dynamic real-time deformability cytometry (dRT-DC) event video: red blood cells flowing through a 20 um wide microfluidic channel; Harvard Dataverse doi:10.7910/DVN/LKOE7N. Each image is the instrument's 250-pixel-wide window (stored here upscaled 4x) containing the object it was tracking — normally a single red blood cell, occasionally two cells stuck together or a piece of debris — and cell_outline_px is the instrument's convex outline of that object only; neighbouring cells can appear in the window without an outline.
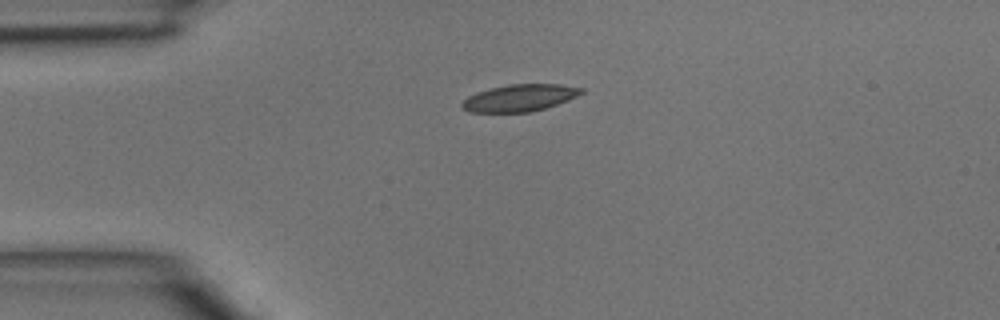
{"species": "common noctule bat (a hibernating species)", "species_latin": "Nyctalus noctula", "temperature_condition": "room temperature", "stored_images_in_passage": 36, "camera_frame_rate_fps": 3000, "um_per_image_px": 0.085, "animal": {"sex": "male", "body_mass_g": 15.6}, "frame": {"image": 1, "passage_image": 1, "time_ms": 0.0, "image_size_px": [1000, 320], "cell_outline_px": [[584, 92], [568, 100], [532, 112], [468, 112], [460, 108], [460, 104], [468, 96], [476, 92], [508, 84], [560, 84], [584, 88]], "centroid_in_image_um": [44.14, 8.32], "position_along_channel_um": 40.9, "area_um2": 18.79}}
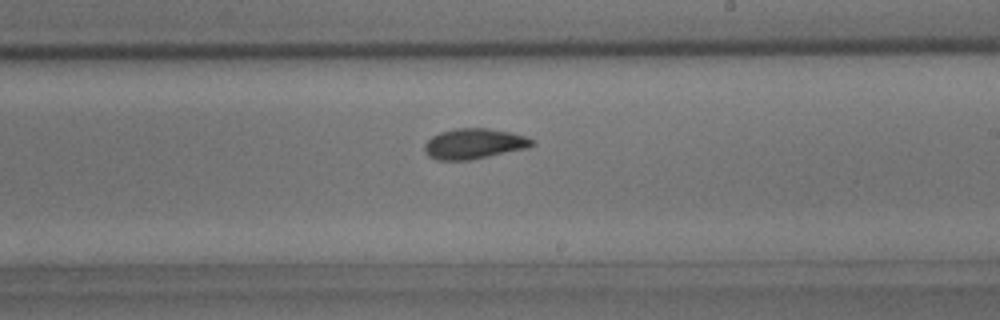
{"frame": {"image": 2, "passage_image": 17, "time_ms": 5.333, "image_size_px": [1000, 320], "cell_outline_px": [[536, 144], [528, 148], [468, 160], [436, 160], [428, 156], [424, 148], [424, 144], [432, 136], [440, 132], [456, 128], [488, 128], [512, 132], [536, 140]], "centroid_in_image_um": [40.32, 12.21], "position_along_channel_um": 248.7, "area_um2": 19.13}}
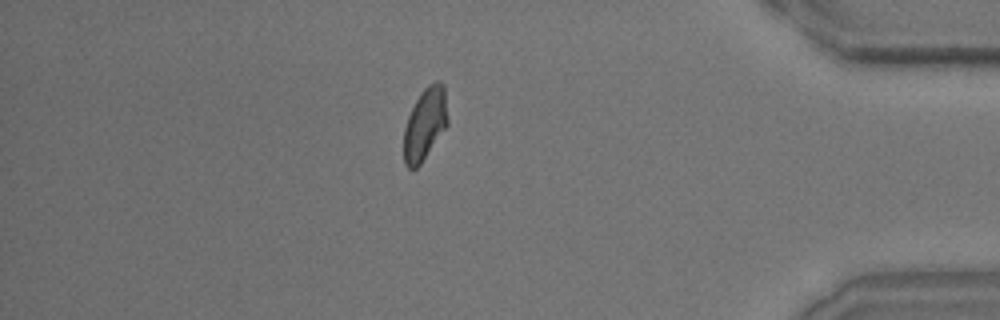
{"frame": {"image": 3, "passage_image": 30, "time_ms": 9.667, "image_size_px": [1000, 320], "cell_outline_px": [[448, 124], [420, 164], [416, 168], [408, 168], [404, 164], [404, 128], [408, 116], [420, 92], [428, 84], [436, 80], [440, 80], [444, 84], [448, 120]], "centroid_in_image_um": [36.13, 10.5], "position_along_channel_um": 399.1, "area_um2": 18.44}}